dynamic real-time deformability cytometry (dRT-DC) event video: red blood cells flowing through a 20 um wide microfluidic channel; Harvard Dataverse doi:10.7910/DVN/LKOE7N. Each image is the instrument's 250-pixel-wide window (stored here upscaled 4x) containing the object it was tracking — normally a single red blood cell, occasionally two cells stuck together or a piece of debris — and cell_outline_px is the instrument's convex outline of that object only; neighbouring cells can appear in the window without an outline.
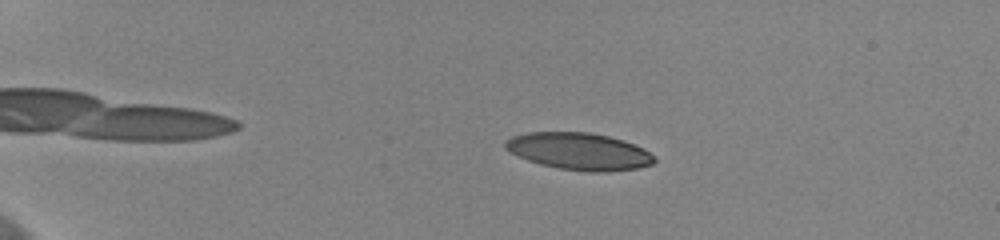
{"species": "human", "species_latin": "Homo sapiens", "temperature_condition": "cold", "stored_images_in_passage": 58, "camera_frame_rate_fps": 3000, "um_per_image_px": 0.085, "donor": {"sex": "female"}, "frame": {"image": 1, "passage_image": 14, "time_ms": 4.333, "image_size_px": [1000, 240], "cell_outline_px": [[656, 160], [652, 164], [640, 168], [608, 172], [588, 172], [556, 168], [540, 164], [528, 160], [504, 148], [504, 140], [512, 136], [528, 132], [588, 132], [608, 136], [624, 140], [644, 148]], "centroid_in_image_um": [49.23, 12.87], "position_along_channel_um": 35.8, "area_um2": 32.31}}
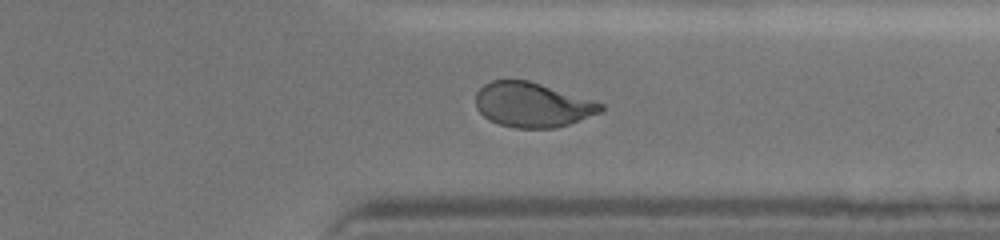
{"frame": {"image": 2, "passage_image": 48, "time_ms": 15.667, "image_size_px": [1000, 240], "cell_outline_px": [[604, 108], [600, 112], [568, 124], [556, 128], [516, 128], [500, 124], [488, 120], [476, 108], [476, 92], [484, 84], [492, 80], [528, 80], [596, 100], [604, 104]], "centroid_in_image_um": [45.25, 8.9], "position_along_channel_um": 366.1, "area_um2": 32.66}}
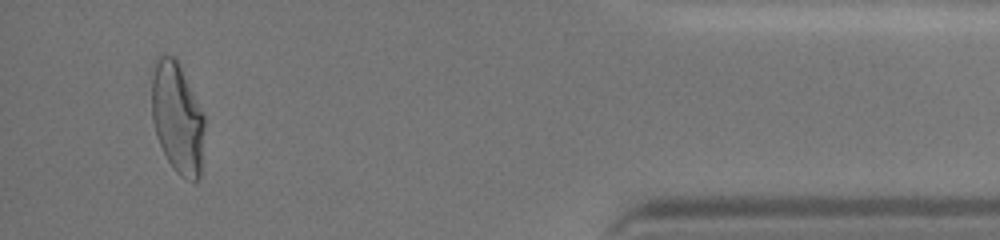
{"frame": {"image": 3, "passage_image": 56, "time_ms": 18.333, "image_size_px": [1000, 240], "cell_outline_px": [[204, 128], [200, 176], [196, 180], [192, 180], [180, 176], [176, 172], [168, 160], [156, 136], [152, 120], [152, 64], [156, 56], [176, 56], [180, 64], [204, 116]], "centroid_in_image_um": [15.05, 9.97], "position_along_channel_um": 420.1, "area_um2": 34.16}, "authors_computed_cell_mechanics": {"area_um2": 32.8304, "velocity_mm_per_s": 3.6526, "shape_relaxation_time_tau1_ms": 5.3027, "shape_relaxation_time_tau2_ms": 1.4987, "deformation_change_tau1": 0.1731, "deformation_change_tau2": 0.075}}